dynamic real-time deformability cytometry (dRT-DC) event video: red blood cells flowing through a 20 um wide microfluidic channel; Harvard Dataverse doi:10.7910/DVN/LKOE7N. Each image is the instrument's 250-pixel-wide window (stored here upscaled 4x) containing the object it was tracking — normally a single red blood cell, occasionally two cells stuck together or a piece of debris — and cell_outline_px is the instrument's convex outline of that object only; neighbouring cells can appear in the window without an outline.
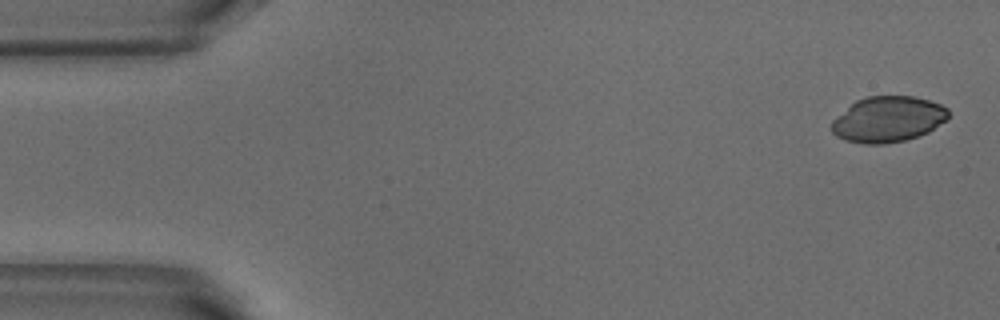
{"species": "common noctule bat (a hibernating species)", "species_latin": "Nyctalus noctula", "temperature_condition": "warm", "stored_images_in_passage": 4, "camera_frame_rate_fps": 3000, "um_per_image_px": 0.085, "animal": {"sex": "male", "body_mass_g": 18.8}, "frame": {"image": 1, "passage_image": 1, "time_ms": 0.0, "image_size_px": [1000, 320], "cell_outline_px": [[948, 116], [944, 120], [928, 132], [904, 140], [884, 144], [864, 144], [844, 140], [836, 136], [832, 132], [832, 120], [856, 100], [868, 96], [916, 96], [940, 104], [948, 108]], "centroid_in_image_um": [75.45, 10.13], "position_along_channel_um": 9.5, "area_um2": 30.92}}